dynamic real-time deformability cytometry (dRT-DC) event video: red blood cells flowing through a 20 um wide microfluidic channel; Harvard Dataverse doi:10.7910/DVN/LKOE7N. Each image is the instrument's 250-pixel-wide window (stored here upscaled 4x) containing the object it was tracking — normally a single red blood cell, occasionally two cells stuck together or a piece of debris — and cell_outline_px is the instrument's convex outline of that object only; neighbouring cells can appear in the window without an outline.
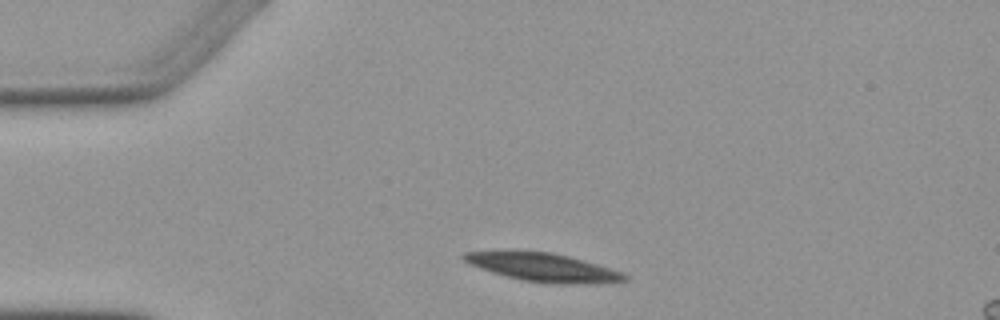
{"species": "Egyptian fruit bat (a non-hibernating species)", "species_latin": "Rousettus aegyptiacus", "temperature_condition": "warm", "stored_images_in_passage": 2, "camera_frame_rate_fps": 3000, "um_per_image_px": 0.085, "animal": {"sex": "female"}, "frame": {"image": 1, "passage_image": 1, "time_ms": 0.0, "image_size_px": [1000, 320], "cell_outline_px": [[628, 280], [600, 284], [564, 284], [524, 280], [492, 272], [480, 268], [464, 260], [460, 256], [464, 252], [552, 252], [584, 260], [624, 272], [628, 276]], "centroid_in_image_um": [46.29, 22.74], "position_along_channel_um": 38.7, "area_um2": 26.07}}